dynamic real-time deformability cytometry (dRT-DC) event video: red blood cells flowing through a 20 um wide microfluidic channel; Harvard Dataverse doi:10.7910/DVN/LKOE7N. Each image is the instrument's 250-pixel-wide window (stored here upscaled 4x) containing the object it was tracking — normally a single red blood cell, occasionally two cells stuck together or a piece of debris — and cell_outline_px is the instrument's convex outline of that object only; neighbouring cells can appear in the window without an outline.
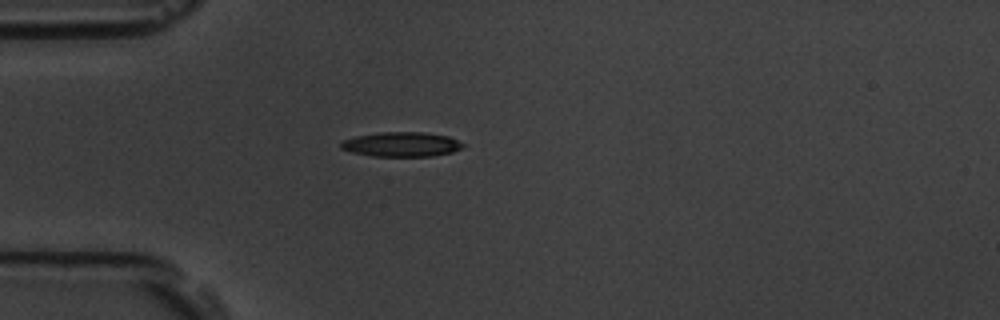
{"species": "common noctule bat (a hibernating species)", "species_latin": "Nyctalus noctula", "temperature_condition": "room temperature", "stored_images_in_passage": 10, "camera_frame_rate_fps": 3000, "um_per_image_px": 0.085, "animal": {"sex": "male", "body_mass_g": 19.5, "forearm_length_mm": 54.6}, "frame": {"image": 1, "passage_image": 4, "time_ms": 3.667, "image_size_px": [1000, 320], "cell_outline_px": [[468, 144], [464, 148], [452, 152], [432, 156], [372, 156], [352, 152], [340, 148], [340, 144], [344, 140], [356, 136], [380, 132], [424, 132], [448, 136]], "centroid_in_image_um": [34.19, 12.27], "position_along_channel_um": 50.8, "area_um2": 17.63}}
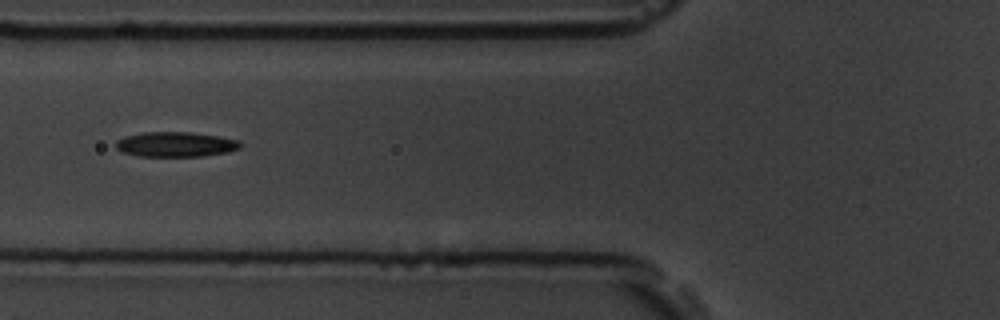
{"frame": {"image": 2, "passage_image": 6, "time_ms": 5.667, "image_size_px": [1000, 320], "cell_outline_px": [[244, 144], [240, 148], [224, 152], [200, 156], [140, 156], [124, 152], [116, 148], [116, 140], [124, 136], [144, 132], [192, 132], [240, 140]], "centroid_in_image_um": [14.93, 12.26], "position_along_channel_um": 110.9, "area_um2": 17.98}}
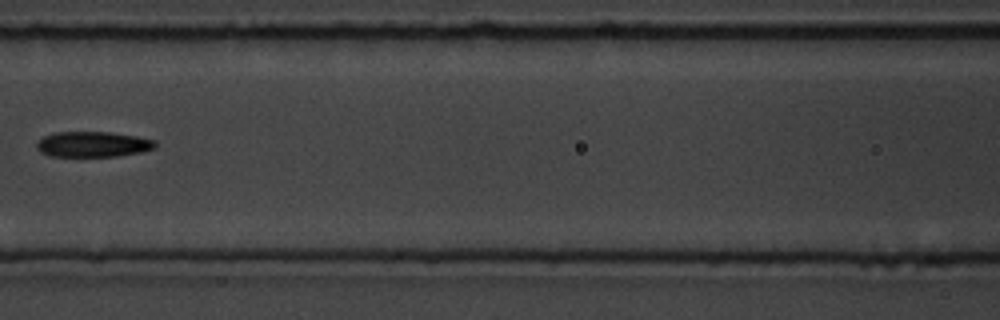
{"frame": {"image": 3, "passage_image": 7, "time_ms": 7.0, "image_size_px": [1000, 320], "cell_outline_px": [[156, 148], [140, 152], [116, 156], [52, 156], [40, 152], [36, 148], [36, 140], [44, 136], [56, 132], [112, 132], [136, 136], [156, 140]], "centroid_in_image_um": [7.88, 12.25], "position_along_channel_um": 158.7, "area_um2": 17.69}}